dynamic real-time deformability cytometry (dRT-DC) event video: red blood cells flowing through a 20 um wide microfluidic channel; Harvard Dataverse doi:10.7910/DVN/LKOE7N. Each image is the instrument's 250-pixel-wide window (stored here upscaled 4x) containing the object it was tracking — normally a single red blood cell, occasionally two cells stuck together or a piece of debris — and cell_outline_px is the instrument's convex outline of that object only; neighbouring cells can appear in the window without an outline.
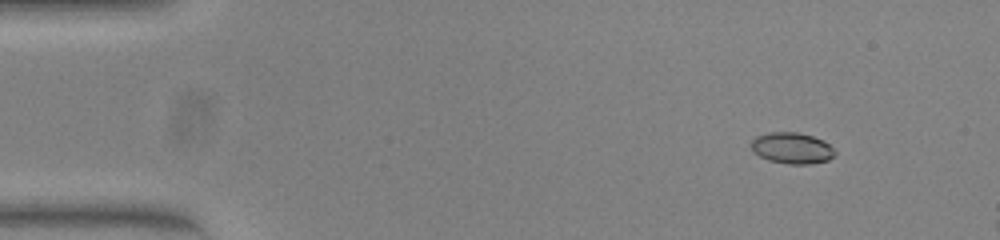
{"species": "common noctule bat (a hibernating species)", "species_latin": "Nyctalus noctula", "temperature_condition": "warm", "stored_images_in_passage": 13, "camera_frame_rate_fps": 3000, "um_per_image_px": 0.085, "animal": {"sex": "female", "body_mass_g": 23.0, "forearm_length_mm": 53.4}, "frame": {"image": 1, "passage_image": 6, "time_ms": 1.667, "image_size_px": [1000, 240], "cell_outline_px": [[836, 152], [828, 160], [808, 164], [788, 164], [768, 160], [752, 152], [752, 140], [756, 136], [768, 132], [796, 132], [812, 136], [824, 140]], "centroid_in_image_um": [67.29, 12.58], "position_along_channel_um": 17.7, "area_um2": 15.14}}